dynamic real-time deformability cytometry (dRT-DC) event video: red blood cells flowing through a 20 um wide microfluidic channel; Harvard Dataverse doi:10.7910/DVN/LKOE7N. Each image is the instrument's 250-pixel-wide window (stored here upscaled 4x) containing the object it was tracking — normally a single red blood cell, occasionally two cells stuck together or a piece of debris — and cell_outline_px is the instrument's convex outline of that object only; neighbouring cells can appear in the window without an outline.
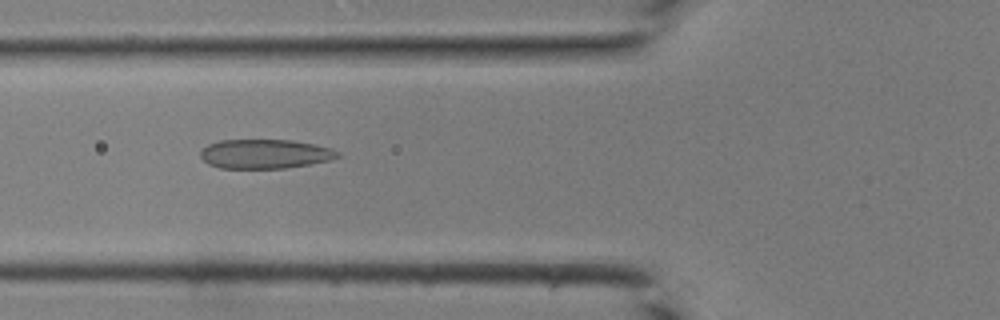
{"species": "common noctule bat (a hibernating species)", "species_latin": "Nyctalus noctula", "temperature_condition": "room temperature", "stored_images_in_passage": 42, "camera_frame_rate_fps": 3000, "um_per_image_px": 0.085, "animal": {"sex": "male", "body_mass_g": 19.0, "forearm_length_mm": 50.8}, "frame": {"image": 1, "passage_image": 16, "time_ms": 5.0, "image_size_px": [1000, 320], "cell_outline_px": [[340, 156], [328, 160], [308, 164], [284, 168], [220, 168], [208, 164], [200, 156], [200, 152], [208, 144], [220, 140], [292, 140], [316, 144], [332, 148], [340, 152]], "centroid_in_image_um": [22.53, 13.07], "position_along_channel_um": 103.3, "area_um2": 23.35}}
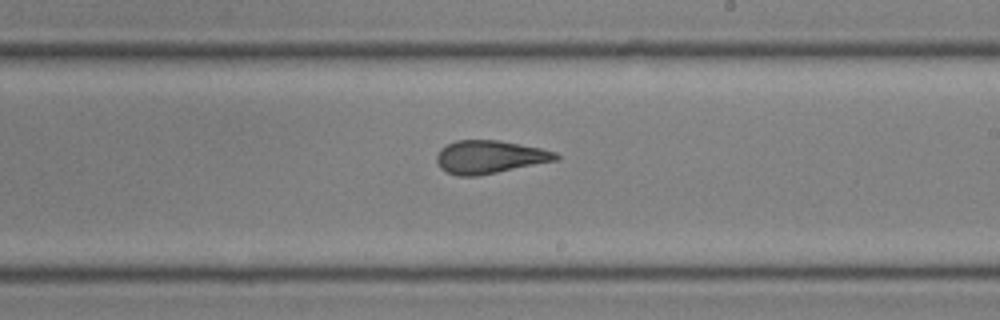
{"frame": {"image": 2, "passage_image": 25, "time_ms": 8.0, "image_size_px": [1000, 320], "cell_outline_px": [[560, 156], [556, 160], [476, 176], [456, 176], [440, 168], [436, 160], [436, 156], [440, 148], [456, 140], [500, 140], [540, 148], [556, 152]], "centroid_in_image_um": [41.58, 13.33], "position_along_channel_um": 247.4, "area_um2": 22.77}}
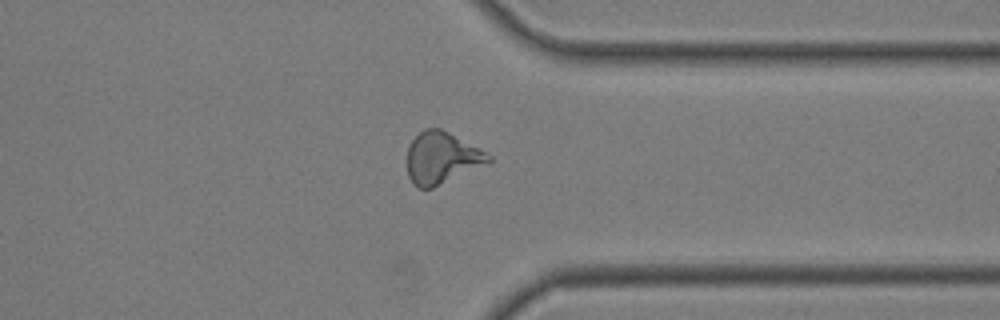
{"frame": {"image": 3, "passage_image": 33, "time_ms": 10.667, "image_size_px": [1000, 320], "cell_outline_px": [[492, 160], [432, 188], [416, 188], [412, 184], [408, 176], [408, 144], [424, 128], [440, 128], [448, 132], [492, 156]], "centroid_in_image_um": [37.48, 13.42], "position_along_channel_um": 373.9, "area_um2": 23.93}}